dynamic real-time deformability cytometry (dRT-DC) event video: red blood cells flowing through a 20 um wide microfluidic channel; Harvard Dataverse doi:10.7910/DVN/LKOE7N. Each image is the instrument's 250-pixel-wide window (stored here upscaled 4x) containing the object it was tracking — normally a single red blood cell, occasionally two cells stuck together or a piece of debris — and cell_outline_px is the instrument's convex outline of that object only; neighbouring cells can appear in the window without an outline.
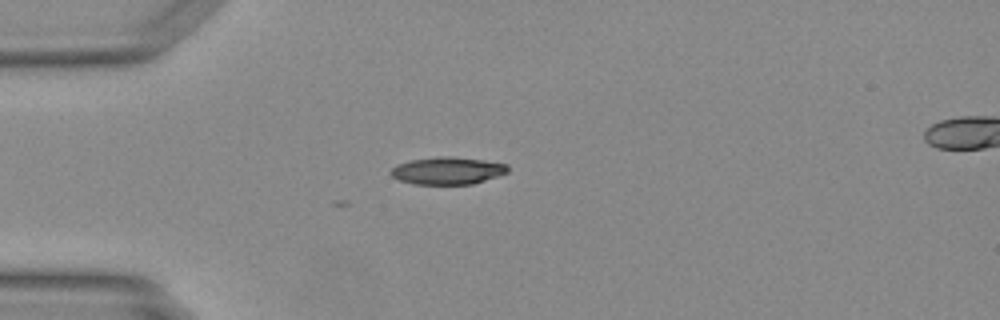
{"species": "Egyptian fruit bat (a non-hibernating species)", "species_latin": "Rousettus aegyptiacus", "temperature_condition": "warm", "stored_images_in_passage": 2, "camera_frame_rate_fps": 3000, "um_per_image_px": 0.085, "animal": {"sex": "female"}, "frame": {"image": 1, "passage_image": 2, "time_ms": 0.333, "image_size_px": [1000, 320], "cell_outline_px": [[508, 172], [472, 184], [412, 184], [400, 180], [392, 176], [388, 172], [396, 164], [412, 160], [436, 156], [452, 156], [508, 164]], "centroid_in_image_um": [37.99, 14.5], "position_along_channel_um": 47.0, "area_um2": 18.55}}